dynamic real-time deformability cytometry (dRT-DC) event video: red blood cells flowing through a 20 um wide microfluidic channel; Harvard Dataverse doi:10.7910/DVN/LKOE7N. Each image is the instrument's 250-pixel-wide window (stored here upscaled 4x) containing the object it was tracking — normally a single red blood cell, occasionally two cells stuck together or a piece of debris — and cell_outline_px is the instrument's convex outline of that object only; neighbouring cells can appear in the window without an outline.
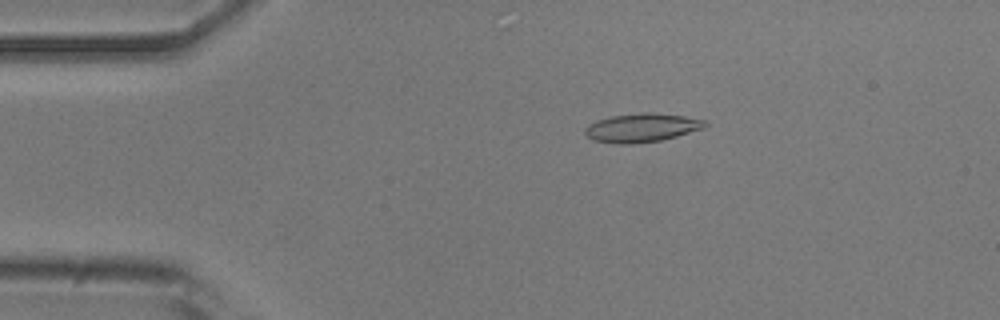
{"species": "common noctule bat (a hibernating species)", "species_latin": "Nyctalus noctula", "temperature_condition": "room temperature", "stored_images_in_passage": 39, "camera_frame_rate_fps": 3000, "um_per_image_px": 0.085, "animal": {"sex": "male", "body_mass_g": 20.5, "forearm_length_mm": 52.5}, "frame": {"image": 1, "passage_image": 2, "time_ms": 0.333, "image_size_px": [1000, 320], "cell_outline_px": [[708, 124], [704, 128], [676, 136], [660, 140], [632, 144], [620, 144], [592, 140], [584, 132], [584, 128], [588, 124], [596, 120], [612, 116], [644, 112], [684, 116], [704, 120]], "centroid_in_image_um": [54.51, 10.86], "position_along_channel_um": 30.5, "area_um2": 19.88}}
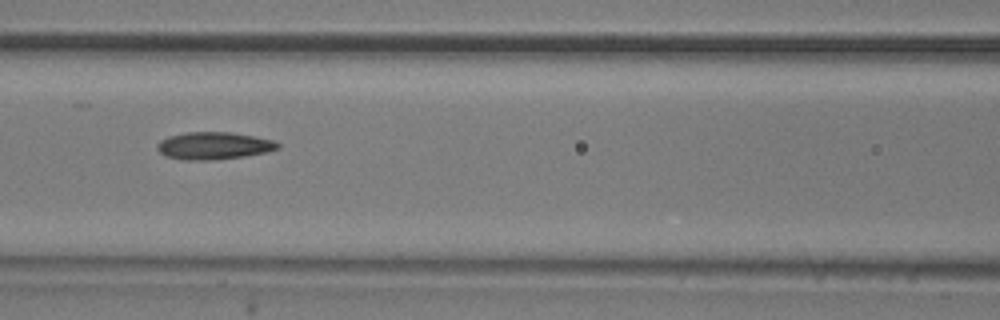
{"frame": {"image": 2, "passage_image": 15, "time_ms": 4.667, "image_size_px": [1000, 320], "cell_outline_px": [[280, 148], [264, 152], [244, 156], [212, 160], [184, 160], [164, 156], [156, 148], [156, 144], [160, 140], [168, 136], [188, 132], [228, 132], [276, 140], [280, 144]], "centroid_in_image_um": [18.14, 12.39], "position_along_channel_um": 148.5, "area_um2": 19.25}}
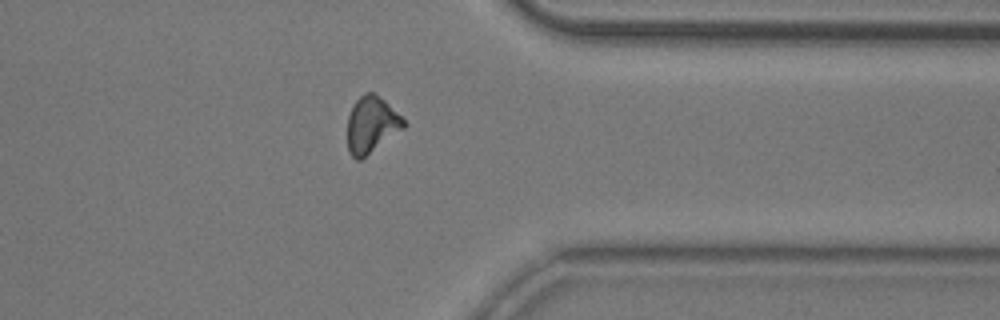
{"frame": {"image": 3, "passage_image": 34, "time_ms": 11.0, "image_size_px": [1000, 320], "cell_outline_px": [[408, 124], [404, 128], [360, 160], [356, 160], [348, 152], [348, 116], [356, 100], [364, 92], [372, 92], [384, 100]], "centroid_in_image_um": [31.56, 10.61], "position_along_channel_um": 379.8, "area_um2": 18.21}}